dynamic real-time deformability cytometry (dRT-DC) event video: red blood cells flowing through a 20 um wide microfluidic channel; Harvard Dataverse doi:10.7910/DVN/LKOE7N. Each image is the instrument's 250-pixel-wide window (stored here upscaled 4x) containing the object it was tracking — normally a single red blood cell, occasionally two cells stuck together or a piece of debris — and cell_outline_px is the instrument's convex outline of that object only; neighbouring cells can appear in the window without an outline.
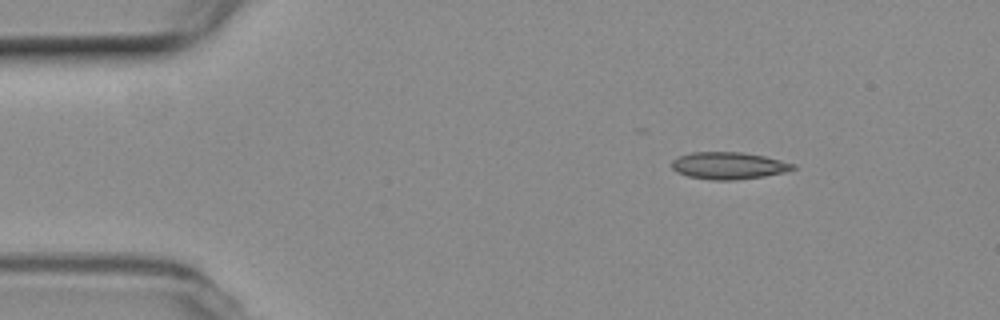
{"species": "common noctule bat (a hibernating species)", "species_latin": "Nyctalus noctula", "temperature_condition": "room temperature", "stored_images_in_passage": 43, "camera_frame_rate_fps": 3000, "um_per_image_px": 0.085, "animal": {"sex": "female", "body_mass_g": 19.3, "forearm_length_mm": 54.1}, "frame": {"image": 1, "passage_image": 1, "time_ms": 0.0, "image_size_px": [1000, 320], "cell_outline_px": [[796, 168], [784, 172], [764, 176], [736, 180], [712, 180], [688, 176], [676, 172], [672, 168], [672, 160], [680, 156], [692, 152], [740, 152], [764, 156], [796, 164]], "centroid_in_image_um": [61.93, 14.08], "position_along_channel_um": 23.1, "area_um2": 19.07}}
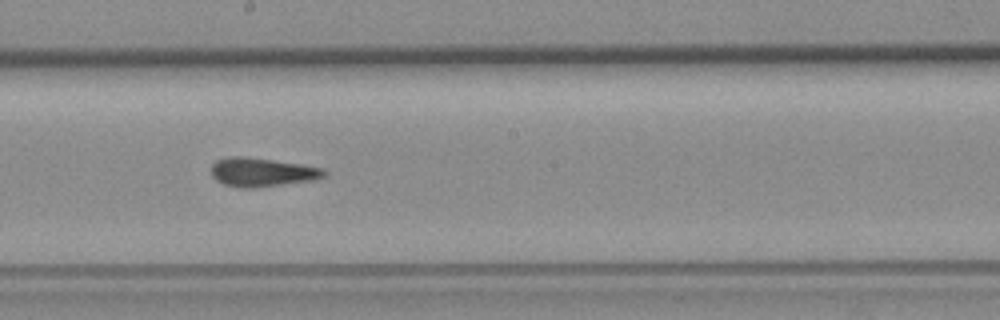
{"frame": {"image": 2, "passage_image": 23, "time_ms": 7.333, "image_size_px": [1000, 320], "cell_outline_px": [[328, 172], [324, 176], [316, 180], [256, 188], [240, 188], [224, 184], [216, 180], [212, 176], [212, 164], [216, 160], [228, 156], [240, 156], [272, 160], [300, 164], [324, 168]], "centroid_in_image_um": [22.28, 14.65], "position_along_channel_um": 225.9, "area_um2": 19.07}}
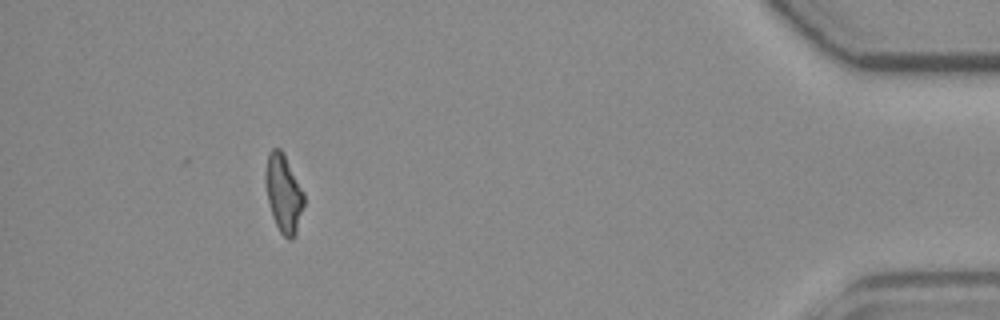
{"frame": {"image": 3, "passage_image": 43, "time_ms": 14.0, "image_size_px": [1000, 320], "cell_outline_px": [[304, 204], [296, 232], [292, 240], [288, 240], [280, 232], [272, 216], [264, 184], [264, 176], [268, 152], [272, 148], [280, 148], [284, 152], [304, 192]], "centroid_in_image_um": [24.09, 16.4], "position_along_channel_um": 411.1, "area_um2": 17.69}, "authors_computed_cell_mechanics": {"area_um2": 18.4382, "velocity_mm_per_s": 3.7475, "shape_relaxation_time_tau1_ms": null, "shape_relaxation_time_tau2_ms": 3.0328, "deformation_change_tau1": null, "deformation_change_tau2": 0.112}}